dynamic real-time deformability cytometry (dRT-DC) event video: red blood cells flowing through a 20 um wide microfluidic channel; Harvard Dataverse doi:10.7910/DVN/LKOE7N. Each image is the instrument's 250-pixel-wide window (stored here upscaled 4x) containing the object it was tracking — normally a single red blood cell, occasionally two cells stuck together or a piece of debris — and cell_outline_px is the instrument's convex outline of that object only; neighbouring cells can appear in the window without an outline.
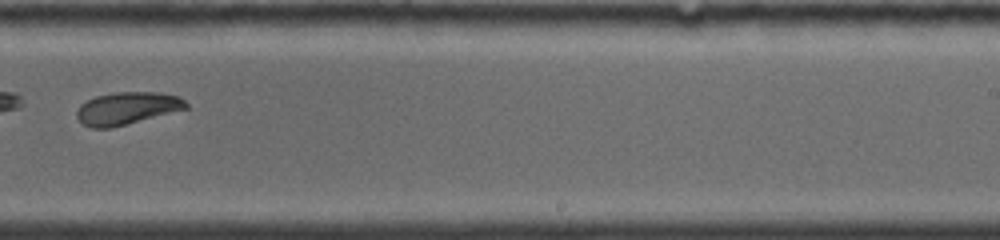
{"species": "common noctule bat (a hibernating species)", "species_latin": "Nyctalus noctula", "temperature_condition": "warm", "stored_images_in_passage": 17, "camera_frame_rate_fps": 5000, "um_per_image_px": 0.085, "animal": {"sex": "female", "body_mass_g": 19.0, "forearm_length_mm": 53.3}, "frame": {"image": 1, "passage_image": 12, "time_ms": 5.6, "image_size_px": [1000, 240], "cell_outline_px": [[188, 108], [108, 128], [92, 128], [84, 124], [76, 116], [76, 112], [80, 104], [96, 96], [116, 92], [160, 92], [180, 96], [188, 104]], "centroid_in_image_um": [10.8, 9.18], "position_along_channel_um": 278.2, "area_um2": 20.35}}